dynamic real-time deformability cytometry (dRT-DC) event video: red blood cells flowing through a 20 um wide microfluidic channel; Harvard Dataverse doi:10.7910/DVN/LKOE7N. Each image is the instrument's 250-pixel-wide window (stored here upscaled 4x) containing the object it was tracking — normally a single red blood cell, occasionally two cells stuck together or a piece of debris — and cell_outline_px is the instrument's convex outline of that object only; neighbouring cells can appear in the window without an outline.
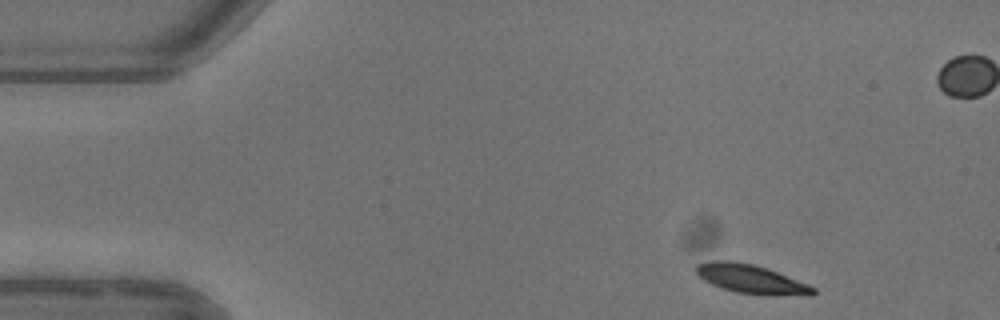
{"species": "common noctule bat (a hibernating species)", "species_latin": "Nyctalus noctula", "temperature_condition": "warm", "stored_images_in_passage": 5, "camera_frame_rate_fps": 3000, "um_per_image_px": 0.085, "animal": {"sex": "female"}, "frame": {"image": 1, "passage_image": 1, "time_ms": 0.0, "image_size_px": [1000, 320], "cell_outline_px": [[816, 292], [812, 296], [768, 296], [736, 292], [712, 284], [696, 276], [696, 264], [712, 260], [732, 260], [752, 264], [768, 268], [808, 284], [816, 288]], "centroid_in_image_um": [63.88, 23.73], "position_along_channel_um": 21.1, "area_um2": 20.11}}
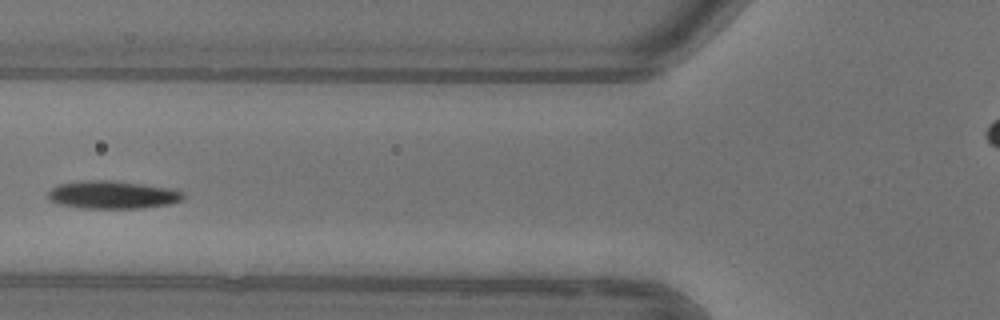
{"frame": {"image": 2, "passage_image": 4, "time_ms": 4.667, "image_size_px": [1000, 320], "cell_outline_px": [[184, 196], [180, 200], [168, 204], [140, 208], [84, 208], [56, 204], [48, 200], [48, 192], [52, 188], [60, 184], [88, 180], [104, 180], [140, 184], [164, 188], [184, 192]], "centroid_in_image_um": [9.48, 16.57], "position_along_channel_um": 116.3, "area_um2": 21.5}}
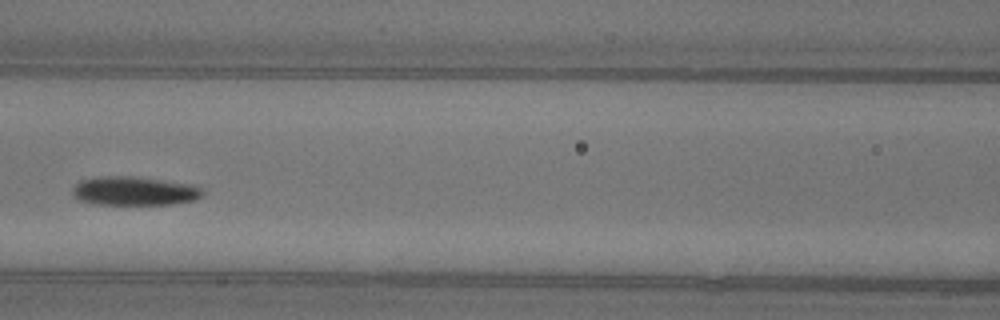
{"frame": {"image": 3, "passage_image": 5, "time_ms": 5.667, "image_size_px": [1000, 320], "cell_outline_px": [[204, 192], [196, 200], [172, 204], [96, 204], [80, 200], [72, 196], [72, 188], [80, 180], [100, 176], [132, 176], [164, 180], [192, 184], [204, 188]], "centroid_in_image_um": [11.43, 16.22], "position_along_channel_um": 155.2, "area_um2": 22.02}}